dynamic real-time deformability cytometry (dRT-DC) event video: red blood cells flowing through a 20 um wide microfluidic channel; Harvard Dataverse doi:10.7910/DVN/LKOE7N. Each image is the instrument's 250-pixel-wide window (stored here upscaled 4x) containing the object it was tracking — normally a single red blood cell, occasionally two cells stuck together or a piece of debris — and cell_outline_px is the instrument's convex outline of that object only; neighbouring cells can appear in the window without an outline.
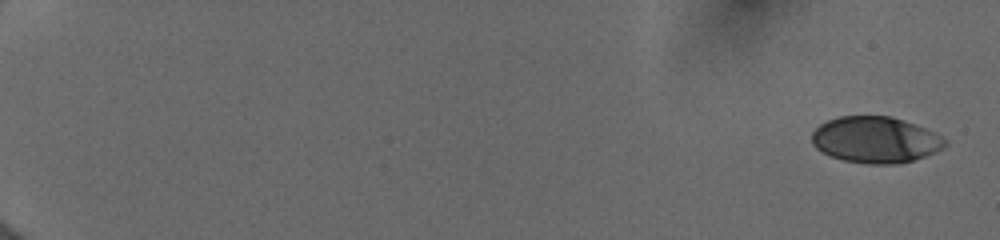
{"species": "human", "species_latin": "Homo sapiens", "temperature_condition": "cold", "stored_images_in_passage": 33, "camera_frame_rate_fps": 3000, "um_per_image_px": 0.085, "donor": {"sex": "female"}, "frame": {"image": 1, "passage_image": 1, "time_ms": 0.0, "image_size_px": [1000, 240], "cell_outline_px": [[948, 144], [944, 148], [924, 156], [900, 164], [868, 164], [844, 160], [832, 156], [816, 148], [812, 144], [812, 132], [820, 124], [836, 116], [892, 116], [904, 120], [924, 128], [948, 140]], "centroid_in_image_um": [74.41, 11.88], "position_along_channel_um": 10.6, "area_um2": 35.84}}
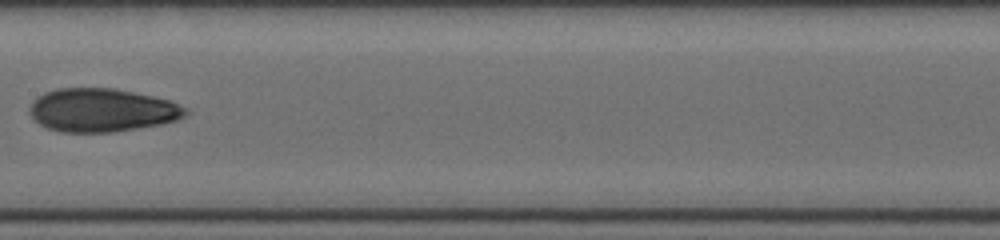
{"frame": {"image": 2, "passage_image": 18, "time_ms": 10.0, "image_size_px": [1000, 240], "cell_outline_px": [[188, 112], [184, 116], [176, 120], [160, 124], [112, 132], [60, 132], [48, 128], [40, 124], [28, 112], [32, 104], [44, 92], [60, 88], [112, 88], [152, 96], [168, 100], [184, 108]], "centroid_in_image_um": [8.64, 9.37], "position_along_channel_um": 198.8, "area_um2": 38.78}}
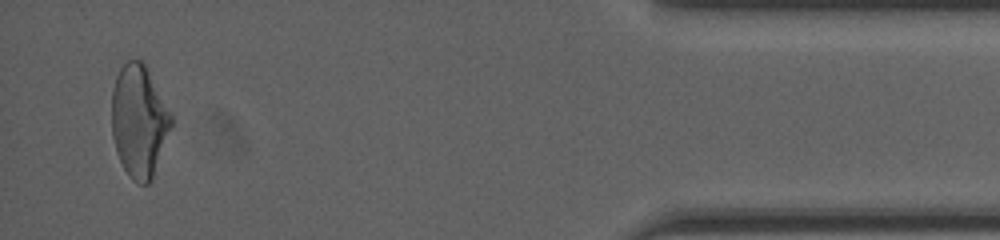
{"frame": {"image": 3, "passage_image": 32, "time_ms": 17.0, "image_size_px": [1000, 240], "cell_outline_px": [[172, 124], [152, 180], [148, 184], [136, 184], [128, 176], [116, 152], [112, 136], [112, 88], [116, 76], [120, 68], [128, 60], [140, 60], [144, 64], [172, 116]], "centroid_in_image_um": [11.79, 10.33], "position_along_channel_um": 423.4, "area_um2": 38.61}, "authors_computed_cell_mechanics": {"area_um2": 38.0902, "velocity_mm_per_s": 3.9994, "shape_relaxation_time_tau1_ms": 4.0627, "shape_relaxation_time_tau2_ms": 3.0218, "deformation_change_tau1": 0.1529, "deformation_change_tau2": 0.0939}}